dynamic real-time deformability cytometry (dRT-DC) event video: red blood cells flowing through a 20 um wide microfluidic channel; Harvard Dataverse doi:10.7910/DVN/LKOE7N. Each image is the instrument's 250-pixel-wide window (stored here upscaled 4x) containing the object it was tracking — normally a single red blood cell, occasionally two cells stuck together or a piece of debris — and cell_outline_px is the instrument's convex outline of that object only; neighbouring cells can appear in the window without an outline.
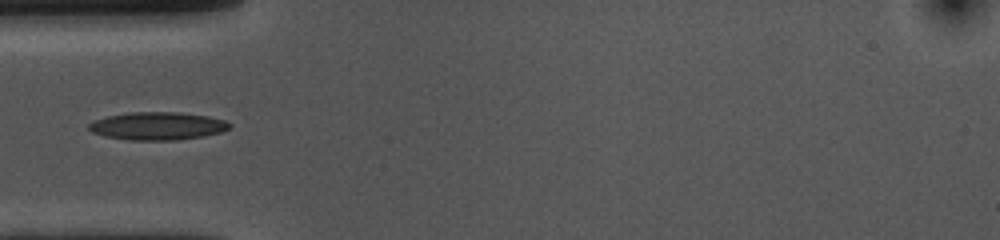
{"species": "common noctule bat (a hibernating species)", "species_latin": "Nyctalus noctula", "temperature_condition": "cold", "stored_images_in_passage": 39, "camera_frame_rate_fps": 3000, "um_per_image_px": 0.085, "animal": {"sex": "female", "body_mass_g": 10.0, "forearm_length_mm": 53.1}, "frame": {"image": 1, "passage_image": 1, "time_ms": 0.0, "image_size_px": [1000, 240], "cell_outline_px": [[232, 124], [228, 128], [220, 132], [204, 136], [176, 140], [132, 140], [104, 136], [92, 132], [88, 128], [88, 124], [96, 120], [108, 116], [128, 112], [180, 112], [208, 116], [224, 120]], "centroid_in_image_um": [13.39, 10.7], "position_along_channel_um": 71.6, "area_um2": 22.77}}
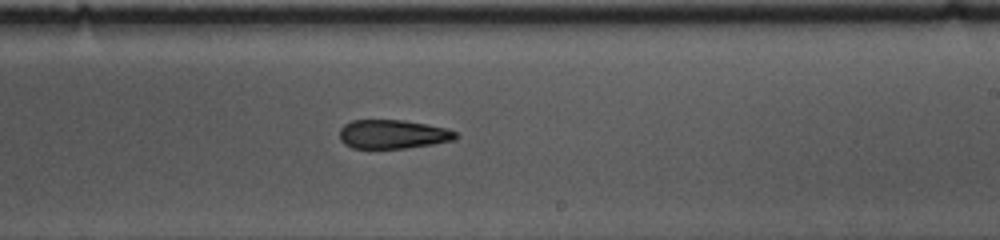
{"frame": {"image": 2, "passage_image": 16, "time_ms": 5.0, "image_size_px": [1000, 240], "cell_outline_px": [[460, 136], [456, 140], [408, 148], [352, 148], [344, 144], [340, 140], [340, 128], [344, 124], [352, 120], [404, 120], [448, 128], [456, 132]], "centroid_in_image_um": [33.42, 11.41], "position_along_channel_um": 255.6, "area_um2": 19.77}}
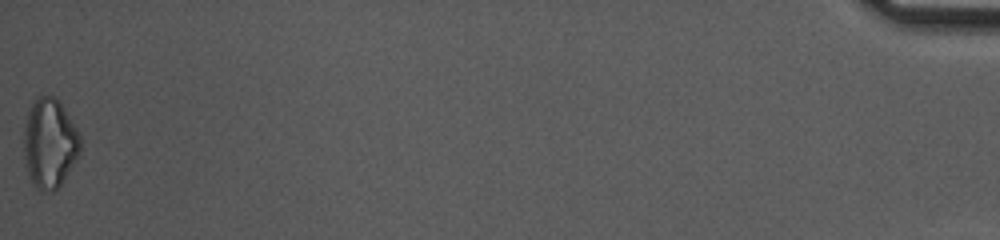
{"frame": {"image": 3, "passage_image": 39, "time_ms": 12.667, "image_size_px": [1000, 240], "cell_outline_px": [[80, 152], [64, 180], [56, 192], [44, 192], [36, 188], [32, 184], [28, 172], [24, 156], [24, 128], [28, 112], [32, 104], [40, 96], [56, 96], [64, 108], [76, 128], [80, 136]], "centroid_in_image_um": [4.22, 12.22], "position_along_channel_um": 431.0, "area_um2": 29.42}}